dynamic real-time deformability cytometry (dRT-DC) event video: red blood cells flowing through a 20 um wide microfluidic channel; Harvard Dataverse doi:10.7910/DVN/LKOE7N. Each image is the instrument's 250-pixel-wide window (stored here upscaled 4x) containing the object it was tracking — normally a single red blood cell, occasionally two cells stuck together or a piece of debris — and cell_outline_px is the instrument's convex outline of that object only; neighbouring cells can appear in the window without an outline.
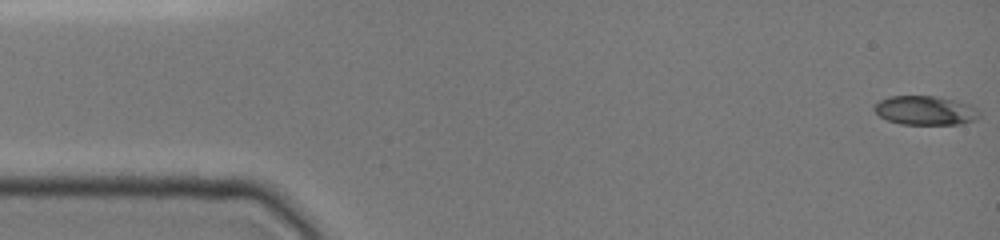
{"species": "common noctule bat (a hibernating species)", "species_latin": "Nyctalus noctula", "temperature_condition": "cold", "stored_images_in_passage": 49, "camera_frame_rate_fps": 3000, "um_per_image_px": 0.085, "animal": {"sex": "female", "body_mass_g": 19.0, "forearm_length_mm": 51.5}, "frame": {"image": 1, "passage_image": 1, "time_ms": 0.0, "image_size_px": [1000, 240], "cell_outline_px": [[980, 116], [976, 120], [960, 124], [900, 124], [888, 120], [880, 116], [872, 108], [872, 104], [888, 96], [936, 96], [956, 100], [968, 104], [976, 108], [980, 112]], "centroid_in_image_um": [78.64, 9.38], "position_along_channel_um": 6.4, "area_um2": 17.98}}
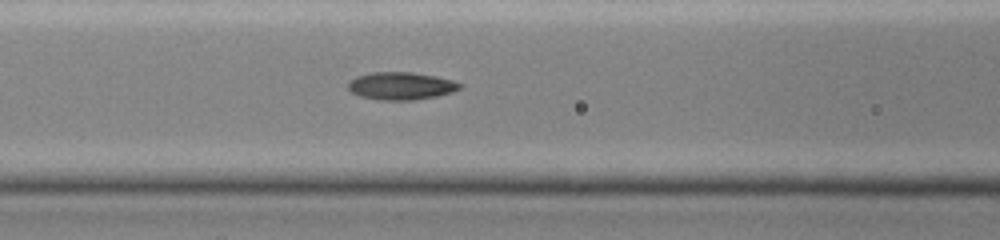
{"frame": {"image": 2, "passage_image": 20, "time_ms": 6.333, "image_size_px": [1000, 240], "cell_outline_px": [[464, 88], [452, 92], [436, 96], [412, 100], [376, 100], [360, 96], [352, 92], [348, 88], [348, 80], [356, 76], [372, 72], [412, 72], [436, 76], [452, 80], [464, 84]], "centroid_in_image_um": [34.1, 7.3], "position_along_channel_um": 132.5, "area_um2": 18.21}}
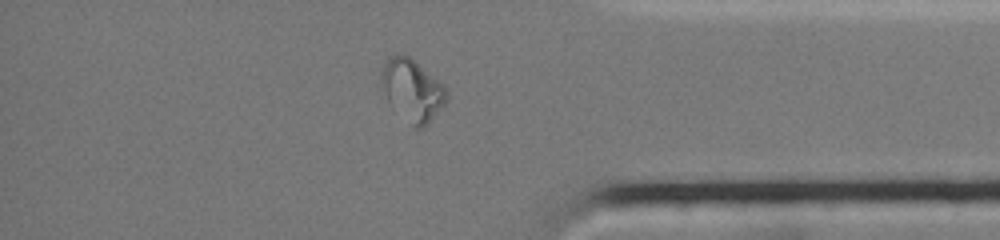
{"frame": {"image": 3, "passage_image": 41, "time_ms": 13.333, "image_size_px": [1000, 240], "cell_outline_px": [[448, 96], [444, 104], [428, 124], [420, 128], [416, 128], [388, 100], [380, 88], [380, 76], [384, 64], [388, 56], [396, 52], [400, 52], [408, 56], [444, 84], [448, 92]], "centroid_in_image_um": [35.03, 7.6], "position_along_channel_um": 400.2, "area_um2": 23.29}, "authors_computed_cell_mechanics": {"area_um2": 17.8024, "velocity_mm_per_s": 3.9309, "shape_relaxation_time_tau1_ms": null, "shape_relaxation_time_tau2_ms": 2.3374, "deformation_change_tau1": null, "deformation_change_tau2": 0.0686}}